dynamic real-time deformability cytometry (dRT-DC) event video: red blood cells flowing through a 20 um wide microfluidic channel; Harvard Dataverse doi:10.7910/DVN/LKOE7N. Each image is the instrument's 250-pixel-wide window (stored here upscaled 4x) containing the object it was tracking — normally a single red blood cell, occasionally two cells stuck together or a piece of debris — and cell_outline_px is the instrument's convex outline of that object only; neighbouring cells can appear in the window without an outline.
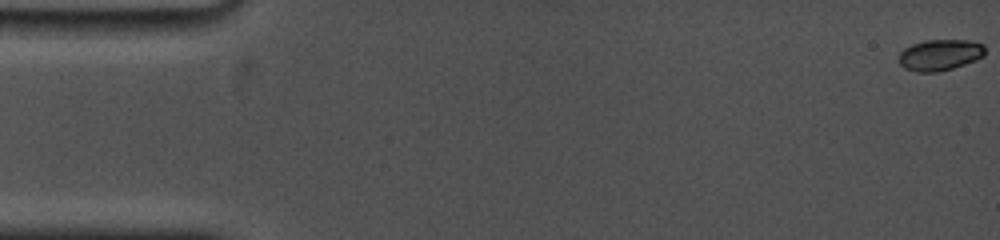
{"species": "common noctule bat (a hibernating species)", "species_latin": "Nyctalus noctula", "temperature_condition": "cold", "stored_images_in_passage": 52, "camera_frame_rate_fps": 5000, "um_per_image_px": 0.085, "animal": {"sex": "female", "body_mass_g": 19.0, "forearm_length_mm": 53.3}, "frame": {"image": 1, "passage_image": 1, "time_ms": 0.0, "image_size_px": [1000, 240], "cell_outline_px": [[984, 56], [976, 60], [952, 68], [936, 72], [916, 72], [904, 68], [900, 64], [900, 52], [904, 48], [912, 44], [924, 40], [968, 40], [984, 44]], "centroid_in_image_um": [79.89, 4.66], "position_along_channel_um": 5.1, "area_um2": 15.61}}
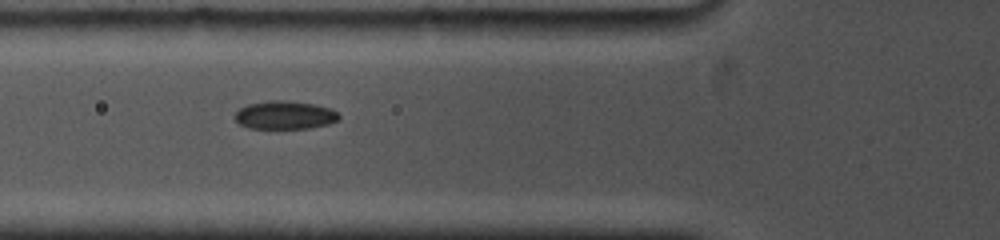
{"frame": {"image": 2, "passage_image": 37, "time_ms": 6.4, "image_size_px": [1000, 240], "cell_outline_px": [[340, 120], [328, 124], [312, 128], [248, 128], [240, 124], [232, 116], [240, 108], [248, 104], [272, 100], [284, 100], [312, 104], [332, 108], [340, 116]], "centroid_in_image_um": [24.22, 9.78], "position_along_channel_um": 101.6, "area_um2": 17.17}}
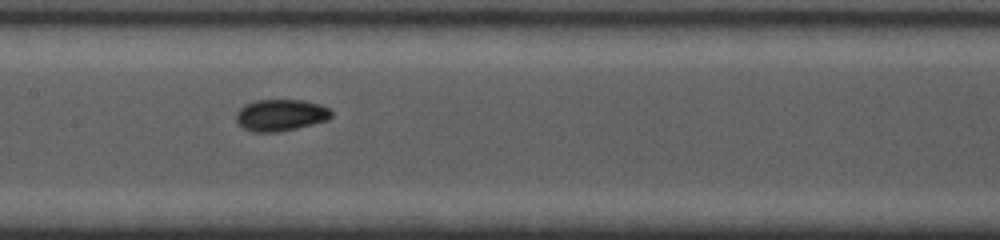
{"frame": {"image": 3, "passage_image": 51, "time_ms": 8.6, "image_size_px": [1000, 240], "cell_outline_px": [[332, 116], [328, 120], [280, 132], [252, 132], [244, 128], [236, 120], [236, 112], [244, 104], [256, 100], [304, 100], [320, 104], [328, 108], [332, 112]], "centroid_in_image_um": [23.85, 9.78], "position_along_channel_um": 183.5, "area_um2": 17.63}}